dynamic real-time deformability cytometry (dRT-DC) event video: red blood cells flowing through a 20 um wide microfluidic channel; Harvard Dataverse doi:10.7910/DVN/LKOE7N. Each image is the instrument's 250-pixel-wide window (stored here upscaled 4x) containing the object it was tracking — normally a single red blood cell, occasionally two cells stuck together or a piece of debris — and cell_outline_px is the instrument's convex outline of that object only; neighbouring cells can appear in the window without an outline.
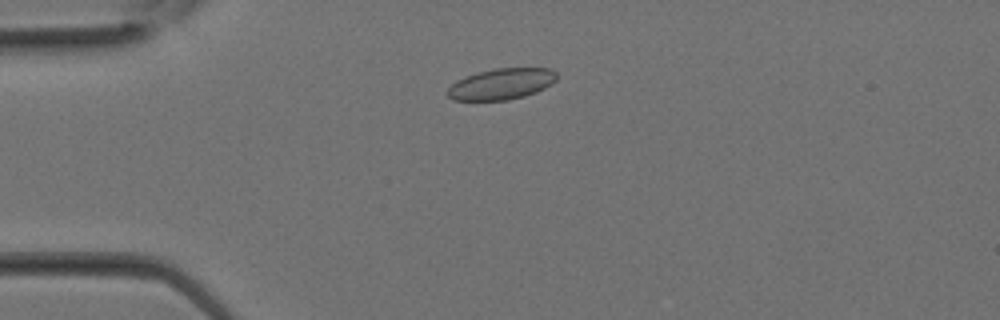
{"species": "Egyptian fruit bat (a non-hibernating species)", "species_latin": "Rousettus aegyptiacus", "temperature_condition": "room temperature", "stored_images_in_passage": 29, "camera_frame_rate_fps": 3000, "um_per_image_px": 0.085, "animal": {"sex": "female"}, "frame": {"image": 1, "passage_image": 6, "time_ms": 1.667, "image_size_px": [1000, 320], "cell_outline_px": [[556, 80], [552, 84], [536, 92], [524, 96], [508, 100], [452, 100], [448, 96], [448, 88], [456, 80], [480, 72], [496, 68], [552, 68], [556, 72]], "centroid_in_image_um": [42.65, 7.14], "position_along_channel_um": 42.4, "area_um2": 19.65}}
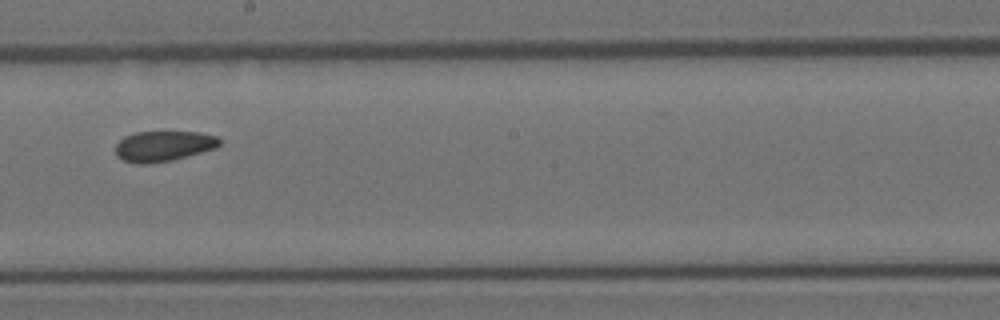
{"frame": {"image": 2, "passage_image": 16, "time_ms": 5.0, "image_size_px": [1000, 320], "cell_outline_px": [[220, 144], [216, 148], [172, 160], [148, 164], [140, 164], [124, 160], [116, 156], [116, 144], [124, 136], [136, 132], [200, 132], [216, 136], [220, 140]], "centroid_in_image_um": [13.89, 12.41], "position_along_channel_um": 234.3, "area_um2": 18.38}}
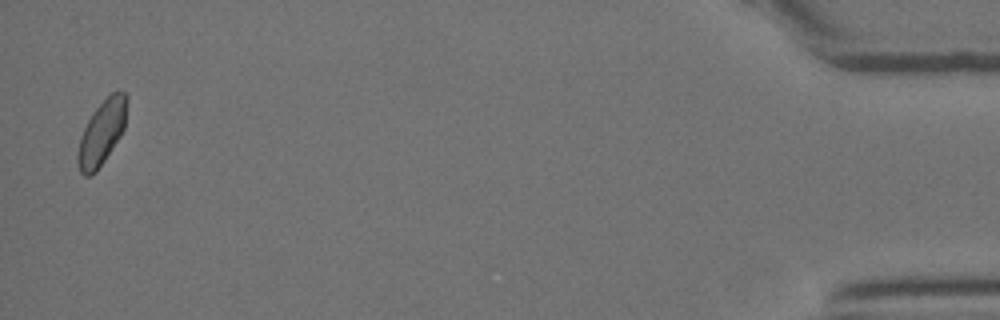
{"frame": {"image": 3, "passage_image": 29, "time_ms": 9.333, "image_size_px": [1000, 320], "cell_outline_px": [[128, 100], [124, 128], [120, 136], [96, 172], [88, 176], [84, 176], [80, 172], [76, 160], [76, 156], [80, 136], [92, 112], [112, 92], [128, 92]], "centroid_in_image_um": [8.64, 11.27], "position_along_channel_um": 426.6, "area_um2": 18.44}}